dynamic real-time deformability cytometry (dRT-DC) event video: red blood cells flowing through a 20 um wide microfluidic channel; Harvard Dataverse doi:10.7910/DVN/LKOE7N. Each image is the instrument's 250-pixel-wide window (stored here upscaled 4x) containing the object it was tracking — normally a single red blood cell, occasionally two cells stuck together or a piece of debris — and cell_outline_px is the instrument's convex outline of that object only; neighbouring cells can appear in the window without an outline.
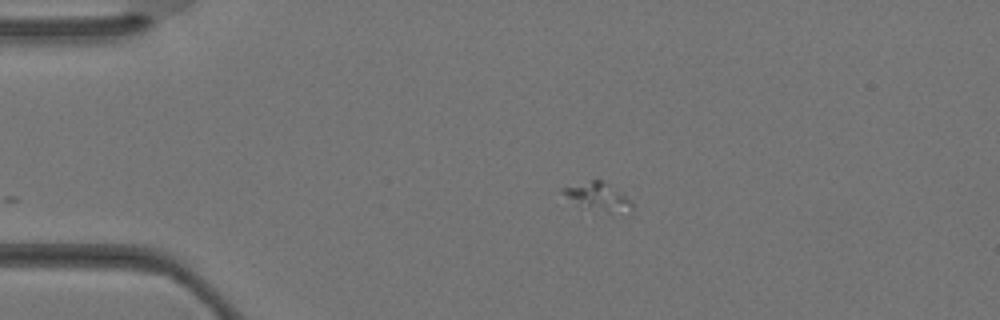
{"species": "Egyptian fruit bat (a non-hibernating species)", "species_latin": "Rousettus aegyptiacus", "temperature_condition": "warm", "stored_images_in_passage": 23, "camera_frame_rate_fps": 3000, "um_per_image_px": 0.085, "animal": {"sex": "female"}, "frame": {"image": 1, "passage_image": 1, "time_ms": 0.0, "image_size_px": [1000, 320], "cell_outline_px": [[632, 208], [608, 212], [580, 208], [560, 188], [592, 180], [600, 180], [608, 184], [632, 200]], "centroid_in_image_um": [50.8, 16.71], "position_along_channel_um": 34.2, "area_um2": 10.75}}
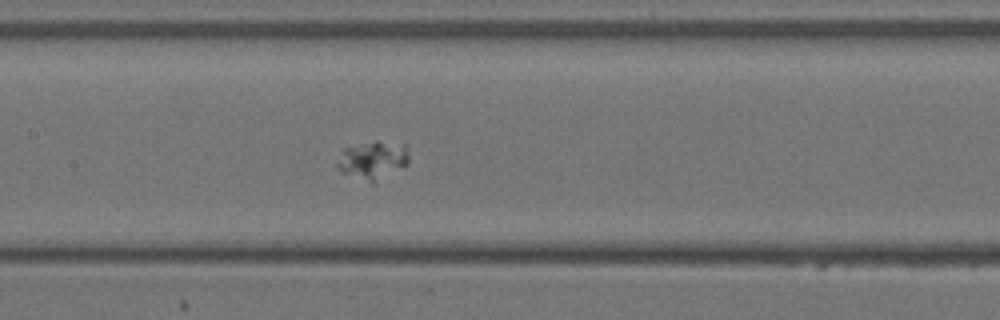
{"frame": {"image": 2, "passage_image": 11, "time_ms": 3.333, "image_size_px": [1000, 320], "cell_outline_px": [[408, 164], [372, 184], [340, 172], [336, 168], [336, 164], [344, 148], [376, 140], [404, 144], [408, 152]], "centroid_in_image_um": [31.67, 13.62], "position_along_channel_um": 175.7, "area_um2": 16.01}}
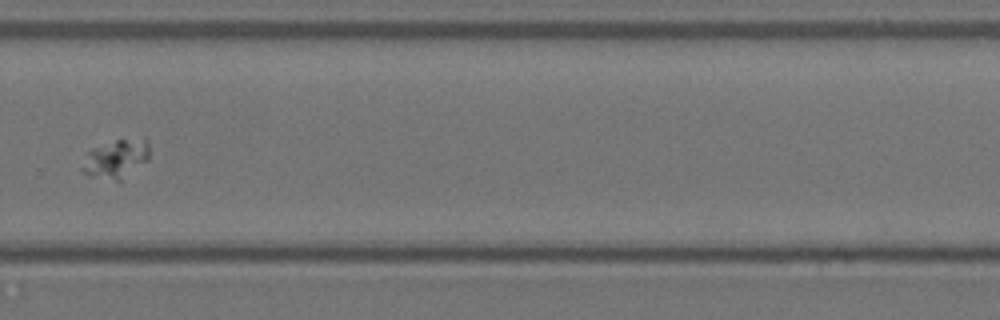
{"frame": {"image": 3, "passage_image": 19, "time_ms": 6.0, "image_size_px": [1000, 320], "cell_outline_px": [[148, 160], [120, 180], [116, 180], [88, 176], [80, 168], [88, 152], [96, 148], [116, 140], [144, 136], [148, 140]], "centroid_in_image_um": [9.89, 13.47], "position_along_channel_um": 319.9, "area_um2": 14.91}}